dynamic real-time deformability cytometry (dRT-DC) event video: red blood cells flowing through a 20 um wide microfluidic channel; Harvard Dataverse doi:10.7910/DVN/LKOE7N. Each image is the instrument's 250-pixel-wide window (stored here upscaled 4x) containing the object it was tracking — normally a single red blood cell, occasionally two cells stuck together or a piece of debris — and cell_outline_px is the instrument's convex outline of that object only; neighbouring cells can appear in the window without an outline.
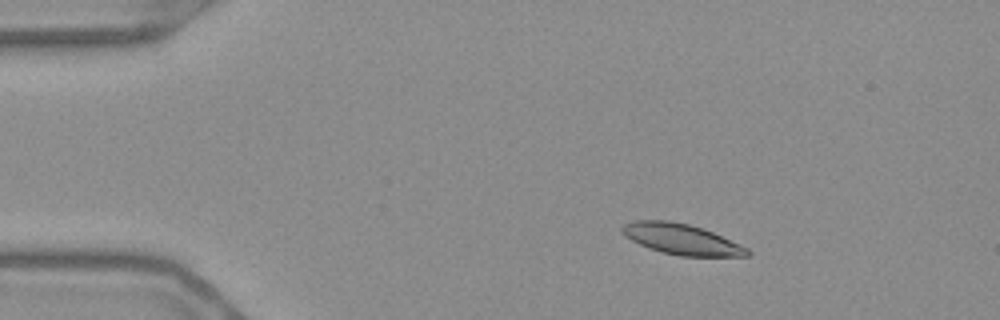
{"species": "Egyptian fruit bat (a non-hibernating species)", "species_latin": "Rousettus aegyptiacus", "temperature_condition": "warm", "stored_images_in_passage": 57, "camera_frame_rate_fps": 3000, "um_per_image_px": 0.085, "frame": {"image": 1, "passage_image": 10, "time_ms": 3.0, "image_size_px": [1000, 320], "cell_outline_px": [[752, 252], [748, 256], [680, 256], [660, 252], [648, 248], [624, 236], [620, 232], [620, 228], [624, 224], [632, 220], [668, 220], [688, 224], [712, 232], [748, 248]], "centroid_in_image_um": [57.87, 20.33], "position_along_channel_um": 27.1, "area_um2": 22.37}}
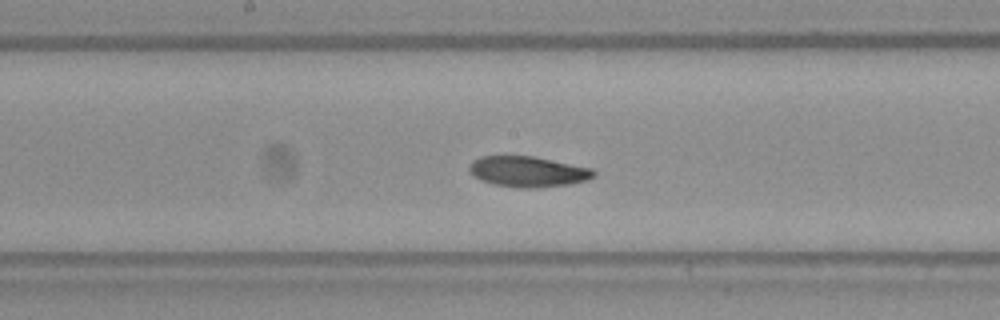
{"frame": {"image": 2, "passage_image": 30, "time_ms": 9.667, "image_size_px": [1000, 320], "cell_outline_px": [[596, 176], [588, 180], [572, 184], [536, 188], [520, 188], [492, 184], [480, 180], [472, 176], [468, 172], [468, 164], [472, 160], [480, 156], [532, 156], [592, 168], [596, 172]], "centroid_in_image_um": [44.84, 14.59], "position_along_channel_um": 203.4, "area_um2": 22.6}}
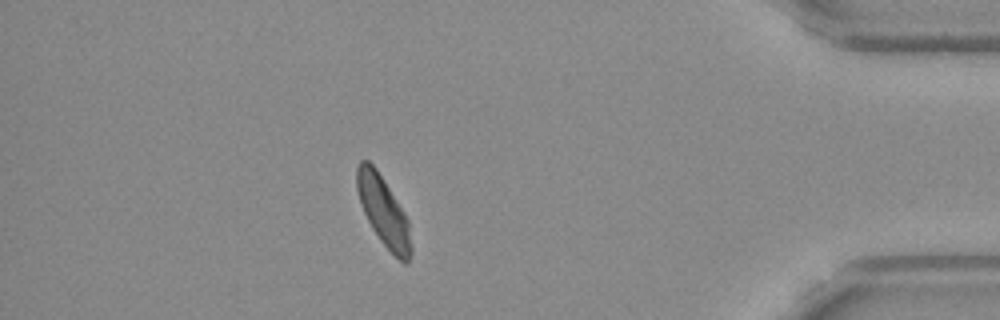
{"frame": {"image": 3, "passage_image": 50, "time_ms": 16.333, "image_size_px": [1000, 320], "cell_outline_px": [[412, 252], [408, 260], [404, 264], [380, 240], [372, 228], [360, 204], [356, 188], [356, 168], [360, 160], [368, 160], [376, 168], [408, 220], [412, 248]], "centroid_in_image_um": [32.57, 17.93], "position_along_channel_um": 402.6, "area_um2": 21.5}, "authors_computed_cell_mechanics": {"area_um2": 22.253, "velocity_mm_per_s": 3.6459, "shape_relaxation_time_tau1_ms": 9.8601, "shape_relaxation_time_tau2_ms": null, "deformation_change_tau1": 0.2013, "deformation_change_tau2": null}}